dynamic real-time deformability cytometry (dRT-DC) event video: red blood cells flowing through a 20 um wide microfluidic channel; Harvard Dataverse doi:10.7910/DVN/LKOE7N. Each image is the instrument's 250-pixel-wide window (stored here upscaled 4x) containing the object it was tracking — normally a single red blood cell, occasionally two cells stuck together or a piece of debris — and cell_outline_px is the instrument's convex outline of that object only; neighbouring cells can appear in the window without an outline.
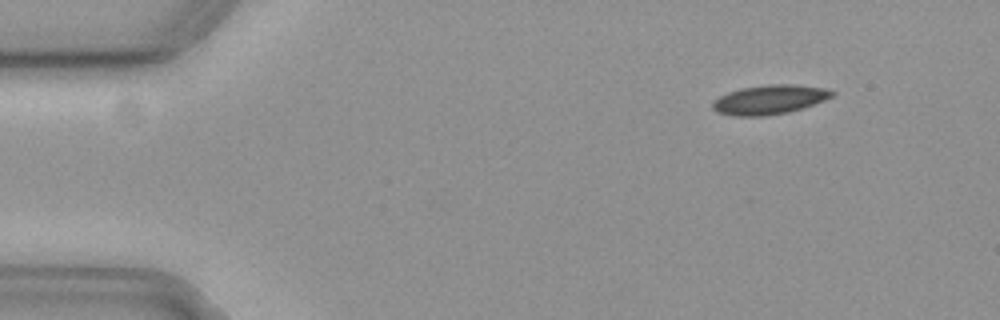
{"species": "common noctule bat (a hibernating species)", "species_latin": "Nyctalus noctula", "temperature_condition": "cold", "stored_images_in_passage": 51, "camera_frame_rate_fps": 3000, "um_per_image_px": 0.085, "animal": {"sex": "female", "body_mass_g": 19.3, "forearm_length_mm": 54.1}, "frame": {"image": 1, "passage_image": 1, "time_ms": 0.0, "image_size_px": [1000, 320], "cell_outline_px": [[836, 92], [832, 96], [824, 100], [804, 108], [788, 112], [768, 116], [732, 116], [716, 112], [712, 108], [712, 100], [728, 92], [740, 88], [768, 84], [792, 84], [824, 88]], "centroid_in_image_um": [65.37, 8.47], "position_along_channel_um": 19.6, "area_um2": 20.58}}
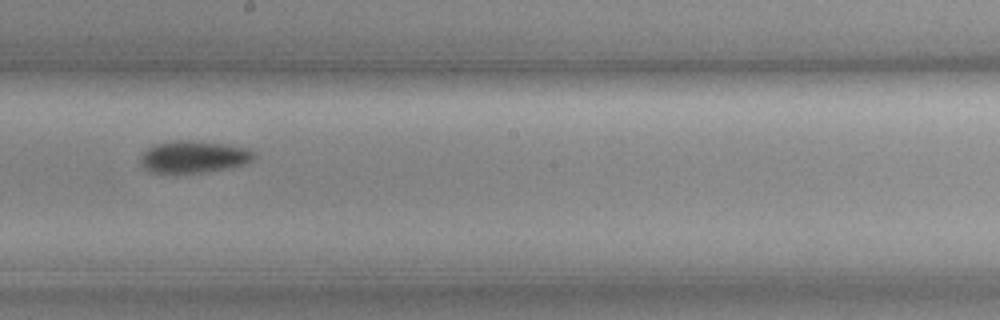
{"frame": {"image": 2, "passage_image": 26, "time_ms": 8.333, "image_size_px": [1000, 320], "cell_outline_px": [[256, 156], [252, 160], [244, 164], [224, 168], [200, 172], [152, 172], [144, 168], [140, 160], [140, 156], [148, 148], [156, 144], [176, 140], [192, 140], [228, 144], [248, 148]], "centroid_in_image_um": [16.46, 13.3], "position_along_channel_um": 231.7, "area_um2": 20.87}}
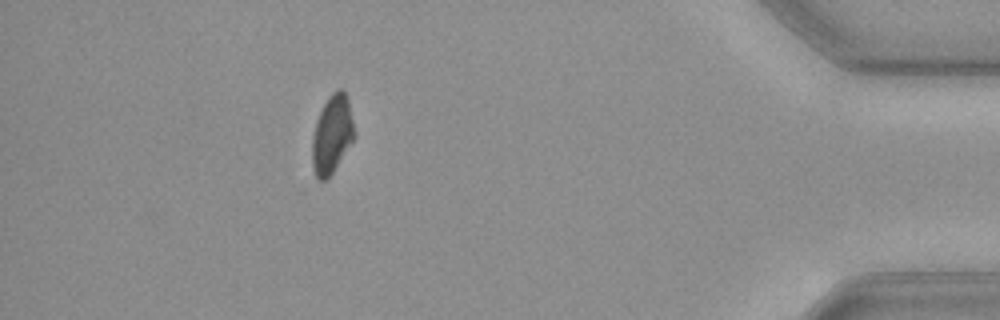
{"frame": {"image": 3, "passage_image": 45, "time_ms": 14.667, "image_size_px": [1000, 320], "cell_outline_px": [[356, 136], [328, 180], [316, 180], [312, 164], [312, 136], [316, 120], [328, 96], [336, 88], [344, 88], [348, 100]], "centroid_in_image_um": [28.22, 11.43], "position_along_channel_um": 407.0, "area_um2": 19.54}, "authors_computed_cell_mechanics": {"area_um2": 20.2878, "velocity_mm_per_s": 3.6466, "shape_relaxation_time_tau1_ms": 4.5392, "shape_relaxation_time_tau2_ms": null, "deformation_change_tau1": 0.092, "deformation_change_tau2": null}}